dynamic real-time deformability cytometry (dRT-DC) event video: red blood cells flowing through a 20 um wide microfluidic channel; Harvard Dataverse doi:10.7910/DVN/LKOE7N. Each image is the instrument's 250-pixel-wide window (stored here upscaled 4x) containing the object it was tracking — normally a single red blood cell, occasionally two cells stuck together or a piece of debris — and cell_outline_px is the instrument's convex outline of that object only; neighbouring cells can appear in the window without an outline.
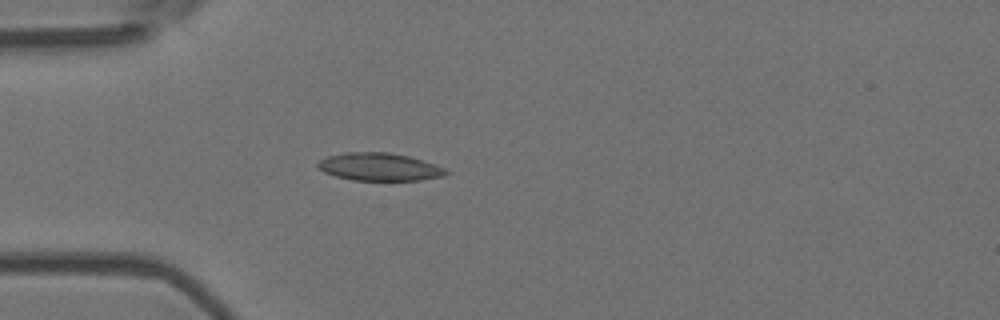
{"species": "Egyptian fruit bat (a non-hibernating species)", "species_latin": "Rousettus aegyptiacus", "temperature_condition": "room temperature", "stored_images_in_passage": 4, "camera_frame_rate_fps": 3000, "um_per_image_px": 0.085, "animal": {"sex": "female"}, "frame": {"image": 1, "passage_image": 4, "time_ms": 1.0, "image_size_px": [1000, 320], "cell_outline_px": [[448, 172], [444, 176], [420, 180], [352, 180], [336, 176], [324, 172], [316, 168], [316, 164], [320, 160], [328, 156], [344, 152], [388, 152], [408, 156], [444, 168]], "centroid_in_image_um": [32.18, 14.18], "position_along_channel_um": 52.8, "area_um2": 20.58}}